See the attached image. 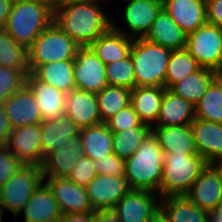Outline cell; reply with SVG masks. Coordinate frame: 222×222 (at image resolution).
<instances>
[{"mask_svg":"<svg viewBox=\"0 0 222 222\" xmlns=\"http://www.w3.org/2000/svg\"><path fill=\"white\" fill-rule=\"evenodd\" d=\"M104 2L66 1L53 10V22L80 46H90L112 26V17L100 6Z\"/></svg>","mask_w":222,"mask_h":222,"instance_id":"6da1fadb","label":"cell"},{"mask_svg":"<svg viewBox=\"0 0 222 222\" xmlns=\"http://www.w3.org/2000/svg\"><path fill=\"white\" fill-rule=\"evenodd\" d=\"M163 158V150L151 131L135 153L125 160V178L130 189L149 190L159 195Z\"/></svg>","mask_w":222,"mask_h":222,"instance_id":"7a4b0ae2","label":"cell"},{"mask_svg":"<svg viewBox=\"0 0 222 222\" xmlns=\"http://www.w3.org/2000/svg\"><path fill=\"white\" fill-rule=\"evenodd\" d=\"M53 22V10L37 0H14L4 30L28 49Z\"/></svg>","mask_w":222,"mask_h":222,"instance_id":"3957f363","label":"cell"},{"mask_svg":"<svg viewBox=\"0 0 222 222\" xmlns=\"http://www.w3.org/2000/svg\"><path fill=\"white\" fill-rule=\"evenodd\" d=\"M172 50L145 38L133 39L130 56L134 66L135 87H163Z\"/></svg>","mask_w":222,"mask_h":222,"instance_id":"277c9868","label":"cell"},{"mask_svg":"<svg viewBox=\"0 0 222 222\" xmlns=\"http://www.w3.org/2000/svg\"><path fill=\"white\" fill-rule=\"evenodd\" d=\"M159 195L162 198L187 195L208 165L200 155L164 154Z\"/></svg>","mask_w":222,"mask_h":222,"instance_id":"5b68a950","label":"cell"},{"mask_svg":"<svg viewBox=\"0 0 222 222\" xmlns=\"http://www.w3.org/2000/svg\"><path fill=\"white\" fill-rule=\"evenodd\" d=\"M80 45L52 22L27 49L29 73L43 64L74 60Z\"/></svg>","mask_w":222,"mask_h":222,"instance_id":"8992f818","label":"cell"},{"mask_svg":"<svg viewBox=\"0 0 222 222\" xmlns=\"http://www.w3.org/2000/svg\"><path fill=\"white\" fill-rule=\"evenodd\" d=\"M44 182L41 166L24 165L0 188V204L16 221L33 193Z\"/></svg>","mask_w":222,"mask_h":222,"instance_id":"52a82bcc","label":"cell"},{"mask_svg":"<svg viewBox=\"0 0 222 222\" xmlns=\"http://www.w3.org/2000/svg\"><path fill=\"white\" fill-rule=\"evenodd\" d=\"M185 49L201 67L213 69L222 63V29L205 23L187 35Z\"/></svg>","mask_w":222,"mask_h":222,"instance_id":"ba28073f","label":"cell"},{"mask_svg":"<svg viewBox=\"0 0 222 222\" xmlns=\"http://www.w3.org/2000/svg\"><path fill=\"white\" fill-rule=\"evenodd\" d=\"M125 2L122 19L127 30L118 27L115 19L112 20V27L133 39L144 38L163 9V0H126Z\"/></svg>","mask_w":222,"mask_h":222,"instance_id":"9c48e42d","label":"cell"},{"mask_svg":"<svg viewBox=\"0 0 222 222\" xmlns=\"http://www.w3.org/2000/svg\"><path fill=\"white\" fill-rule=\"evenodd\" d=\"M74 77L77 90L97 94L108 85L106 65L90 46H80L74 58Z\"/></svg>","mask_w":222,"mask_h":222,"instance_id":"30bf717a","label":"cell"},{"mask_svg":"<svg viewBox=\"0 0 222 222\" xmlns=\"http://www.w3.org/2000/svg\"><path fill=\"white\" fill-rule=\"evenodd\" d=\"M161 197L149 190L130 189L113 211L121 222H149L160 209Z\"/></svg>","mask_w":222,"mask_h":222,"instance_id":"8fae6325","label":"cell"},{"mask_svg":"<svg viewBox=\"0 0 222 222\" xmlns=\"http://www.w3.org/2000/svg\"><path fill=\"white\" fill-rule=\"evenodd\" d=\"M94 211L113 210L115 205L129 192L125 176L97 174L86 187Z\"/></svg>","mask_w":222,"mask_h":222,"instance_id":"7c38bea8","label":"cell"},{"mask_svg":"<svg viewBox=\"0 0 222 222\" xmlns=\"http://www.w3.org/2000/svg\"><path fill=\"white\" fill-rule=\"evenodd\" d=\"M40 123L13 128L7 148L24 165H42Z\"/></svg>","mask_w":222,"mask_h":222,"instance_id":"4fadbf2b","label":"cell"},{"mask_svg":"<svg viewBox=\"0 0 222 222\" xmlns=\"http://www.w3.org/2000/svg\"><path fill=\"white\" fill-rule=\"evenodd\" d=\"M44 182L53 192L62 214L94 211L86 188L66 177L44 178Z\"/></svg>","mask_w":222,"mask_h":222,"instance_id":"5bb4252c","label":"cell"},{"mask_svg":"<svg viewBox=\"0 0 222 222\" xmlns=\"http://www.w3.org/2000/svg\"><path fill=\"white\" fill-rule=\"evenodd\" d=\"M191 202L210 214L222 197V179L213 165H207L186 195Z\"/></svg>","mask_w":222,"mask_h":222,"instance_id":"9a60e30c","label":"cell"},{"mask_svg":"<svg viewBox=\"0 0 222 222\" xmlns=\"http://www.w3.org/2000/svg\"><path fill=\"white\" fill-rule=\"evenodd\" d=\"M3 106L12 128L38 124L43 120L34 95L26 84L10 96Z\"/></svg>","mask_w":222,"mask_h":222,"instance_id":"2e32d148","label":"cell"},{"mask_svg":"<svg viewBox=\"0 0 222 222\" xmlns=\"http://www.w3.org/2000/svg\"><path fill=\"white\" fill-rule=\"evenodd\" d=\"M191 127L197 152L206 163L222 159V124L195 118Z\"/></svg>","mask_w":222,"mask_h":222,"instance_id":"e0dca14e","label":"cell"},{"mask_svg":"<svg viewBox=\"0 0 222 222\" xmlns=\"http://www.w3.org/2000/svg\"><path fill=\"white\" fill-rule=\"evenodd\" d=\"M80 135L71 137L66 144L49 153L42 162L44 178L68 177L76 160L82 155Z\"/></svg>","mask_w":222,"mask_h":222,"instance_id":"ac0fdd59","label":"cell"},{"mask_svg":"<svg viewBox=\"0 0 222 222\" xmlns=\"http://www.w3.org/2000/svg\"><path fill=\"white\" fill-rule=\"evenodd\" d=\"M163 8L187 35L207 23L206 0H163Z\"/></svg>","mask_w":222,"mask_h":222,"instance_id":"d6986e66","label":"cell"},{"mask_svg":"<svg viewBox=\"0 0 222 222\" xmlns=\"http://www.w3.org/2000/svg\"><path fill=\"white\" fill-rule=\"evenodd\" d=\"M64 114L81 129L103 123L96 94L92 92L75 89L67 93Z\"/></svg>","mask_w":222,"mask_h":222,"instance_id":"ffe728a7","label":"cell"},{"mask_svg":"<svg viewBox=\"0 0 222 222\" xmlns=\"http://www.w3.org/2000/svg\"><path fill=\"white\" fill-rule=\"evenodd\" d=\"M25 84L31 89L43 120L56 119L64 114L65 92L39 81L32 73L27 75Z\"/></svg>","mask_w":222,"mask_h":222,"instance_id":"44dd1931","label":"cell"},{"mask_svg":"<svg viewBox=\"0 0 222 222\" xmlns=\"http://www.w3.org/2000/svg\"><path fill=\"white\" fill-rule=\"evenodd\" d=\"M24 222H59L61 209L53 192L43 182L23 207Z\"/></svg>","mask_w":222,"mask_h":222,"instance_id":"7402d4cb","label":"cell"},{"mask_svg":"<svg viewBox=\"0 0 222 222\" xmlns=\"http://www.w3.org/2000/svg\"><path fill=\"white\" fill-rule=\"evenodd\" d=\"M163 154L199 155L195 146L191 124L181 126H153Z\"/></svg>","mask_w":222,"mask_h":222,"instance_id":"603a6c76","label":"cell"},{"mask_svg":"<svg viewBox=\"0 0 222 222\" xmlns=\"http://www.w3.org/2000/svg\"><path fill=\"white\" fill-rule=\"evenodd\" d=\"M81 128L65 114L56 119L42 120L40 139L43 159L51 152L74 136L79 135Z\"/></svg>","mask_w":222,"mask_h":222,"instance_id":"cb8c5ba5","label":"cell"},{"mask_svg":"<svg viewBox=\"0 0 222 222\" xmlns=\"http://www.w3.org/2000/svg\"><path fill=\"white\" fill-rule=\"evenodd\" d=\"M195 118V105L165 88L154 126L189 125Z\"/></svg>","mask_w":222,"mask_h":222,"instance_id":"d4e9b609","label":"cell"},{"mask_svg":"<svg viewBox=\"0 0 222 222\" xmlns=\"http://www.w3.org/2000/svg\"><path fill=\"white\" fill-rule=\"evenodd\" d=\"M144 38L165 48L180 50L186 47L187 34L163 8Z\"/></svg>","mask_w":222,"mask_h":222,"instance_id":"484cf974","label":"cell"},{"mask_svg":"<svg viewBox=\"0 0 222 222\" xmlns=\"http://www.w3.org/2000/svg\"><path fill=\"white\" fill-rule=\"evenodd\" d=\"M133 38L115 30L112 26L99 36L90 47L105 64L124 60L130 55Z\"/></svg>","mask_w":222,"mask_h":222,"instance_id":"4316f807","label":"cell"},{"mask_svg":"<svg viewBox=\"0 0 222 222\" xmlns=\"http://www.w3.org/2000/svg\"><path fill=\"white\" fill-rule=\"evenodd\" d=\"M165 88L163 87H135L131 90L130 103L142 123L151 128L155 125Z\"/></svg>","mask_w":222,"mask_h":222,"instance_id":"83f0119b","label":"cell"},{"mask_svg":"<svg viewBox=\"0 0 222 222\" xmlns=\"http://www.w3.org/2000/svg\"><path fill=\"white\" fill-rule=\"evenodd\" d=\"M79 135L82 155L93 161L113 153V135L106 123L82 128Z\"/></svg>","mask_w":222,"mask_h":222,"instance_id":"f1b7e54d","label":"cell"},{"mask_svg":"<svg viewBox=\"0 0 222 222\" xmlns=\"http://www.w3.org/2000/svg\"><path fill=\"white\" fill-rule=\"evenodd\" d=\"M160 209L170 222H209L211 214L194 205L186 195L161 199Z\"/></svg>","mask_w":222,"mask_h":222,"instance_id":"f546056e","label":"cell"},{"mask_svg":"<svg viewBox=\"0 0 222 222\" xmlns=\"http://www.w3.org/2000/svg\"><path fill=\"white\" fill-rule=\"evenodd\" d=\"M32 74L39 81L50 84L66 94L76 89L74 60L43 64Z\"/></svg>","mask_w":222,"mask_h":222,"instance_id":"4dcf8cb0","label":"cell"},{"mask_svg":"<svg viewBox=\"0 0 222 222\" xmlns=\"http://www.w3.org/2000/svg\"><path fill=\"white\" fill-rule=\"evenodd\" d=\"M213 82L212 69L200 67L169 90L196 105Z\"/></svg>","mask_w":222,"mask_h":222,"instance_id":"1f68e13d","label":"cell"},{"mask_svg":"<svg viewBox=\"0 0 222 222\" xmlns=\"http://www.w3.org/2000/svg\"><path fill=\"white\" fill-rule=\"evenodd\" d=\"M99 116L102 122L108 121L122 108L130 104L131 90L107 85L96 94Z\"/></svg>","mask_w":222,"mask_h":222,"instance_id":"d6a6232c","label":"cell"},{"mask_svg":"<svg viewBox=\"0 0 222 222\" xmlns=\"http://www.w3.org/2000/svg\"><path fill=\"white\" fill-rule=\"evenodd\" d=\"M151 131L152 128L149 125L141 123L138 127L121 132H112L113 153L121 159H128Z\"/></svg>","mask_w":222,"mask_h":222,"instance_id":"836d02e7","label":"cell"},{"mask_svg":"<svg viewBox=\"0 0 222 222\" xmlns=\"http://www.w3.org/2000/svg\"><path fill=\"white\" fill-rule=\"evenodd\" d=\"M200 67L198 62L185 48L172 50L165 76V88L170 89L175 83L180 82Z\"/></svg>","mask_w":222,"mask_h":222,"instance_id":"e575fe53","label":"cell"},{"mask_svg":"<svg viewBox=\"0 0 222 222\" xmlns=\"http://www.w3.org/2000/svg\"><path fill=\"white\" fill-rule=\"evenodd\" d=\"M0 66L29 69L27 49L15 42L4 29H0Z\"/></svg>","mask_w":222,"mask_h":222,"instance_id":"d590c367","label":"cell"},{"mask_svg":"<svg viewBox=\"0 0 222 222\" xmlns=\"http://www.w3.org/2000/svg\"><path fill=\"white\" fill-rule=\"evenodd\" d=\"M197 119L222 124V90L213 81L195 105Z\"/></svg>","mask_w":222,"mask_h":222,"instance_id":"8d00e7d4","label":"cell"},{"mask_svg":"<svg viewBox=\"0 0 222 222\" xmlns=\"http://www.w3.org/2000/svg\"><path fill=\"white\" fill-rule=\"evenodd\" d=\"M108 85L132 90L135 88V76L132 57L106 65Z\"/></svg>","mask_w":222,"mask_h":222,"instance_id":"74e56055","label":"cell"},{"mask_svg":"<svg viewBox=\"0 0 222 222\" xmlns=\"http://www.w3.org/2000/svg\"><path fill=\"white\" fill-rule=\"evenodd\" d=\"M28 74L29 69L0 66V105L25 84Z\"/></svg>","mask_w":222,"mask_h":222,"instance_id":"f35d334b","label":"cell"},{"mask_svg":"<svg viewBox=\"0 0 222 222\" xmlns=\"http://www.w3.org/2000/svg\"><path fill=\"white\" fill-rule=\"evenodd\" d=\"M97 174L94 161L87 156L81 155L76 160L74 168L67 178L73 183L86 188Z\"/></svg>","mask_w":222,"mask_h":222,"instance_id":"ab89813d","label":"cell"},{"mask_svg":"<svg viewBox=\"0 0 222 222\" xmlns=\"http://www.w3.org/2000/svg\"><path fill=\"white\" fill-rule=\"evenodd\" d=\"M105 123L112 132H121L129 128L138 127L142 122L130 103Z\"/></svg>","mask_w":222,"mask_h":222,"instance_id":"60d3db41","label":"cell"},{"mask_svg":"<svg viewBox=\"0 0 222 222\" xmlns=\"http://www.w3.org/2000/svg\"><path fill=\"white\" fill-rule=\"evenodd\" d=\"M24 164L7 148L0 146V188L18 171Z\"/></svg>","mask_w":222,"mask_h":222,"instance_id":"b9f144b4","label":"cell"},{"mask_svg":"<svg viewBox=\"0 0 222 222\" xmlns=\"http://www.w3.org/2000/svg\"><path fill=\"white\" fill-rule=\"evenodd\" d=\"M98 174L125 176V160L111 153L100 160L94 161Z\"/></svg>","mask_w":222,"mask_h":222,"instance_id":"7bdbcfd3","label":"cell"},{"mask_svg":"<svg viewBox=\"0 0 222 222\" xmlns=\"http://www.w3.org/2000/svg\"><path fill=\"white\" fill-rule=\"evenodd\" d=\"M207 22L222 29V0H206Z\"/></svg>","mask_w":222,"mask_h":222,"instance_id":"ee69618b","label":"cell"},{"mask_svg":"<svg viewBox=\"0 0 222 222\" xmlns=\"http://www.w3.org/2000/svg\"><path fill=\"white\" fill-rule=\"evenodd\" d=\"M12 129L10 120L8 119L6 110L2 104L0 105V146L6 145Z\"/></svg>","mask_w":222,"mask_h":222,"instance_id":"f6af8a7d","label":"cell"},{"mask_svg":"<svg viewBox=\"0 0 222 222\" xmlns=\"http://www.w3.org/2000/svg\"><path fill=\"white\" fill-rule=\"evenodd\" d=\"M91 222H121L113 210L93 211Z\"/></svg>","mask_w":222,"mask_h":222,"instance_id":"bcb514c9","label":"cell"},{"mask_svg":"<svg viewBox=\"0 0 222 222\" xmlns=\"http://www.w3.org/2000/svg\"><path fill=\"white\" fill-rule=\"evenodd\" d=\"M93 212L62 214L59 222H91Z\"/></svg>","mask_w":222,"mask_h":222,"instance_id":"7dc6e473","label":"cell"},{"mask_svg":"<svg viewBox=\"0 0 222 222\" xmlns=\"http://www.w3.org/2000/svg\"><path fill=\"white\" fill-rule=\"evenodd\" d=\"M14 0H0V29H4Z\"/></svg>","mask_w":222,"mask_h":222,"instance_id":"c3c4849f","label":"cell"},{"mask_svg":"<svg viewBox=\"0 0 222 222\" xmlns=\"http://www.w3.org/2000/svg\"><path fill=\"white\" fill-rule=\"evenodd\" d=\"M213 81L222 90V63L212 69Z\"/></svg>","mask_w":222,"mask_h":222,"instance_id":"681fc988","label":"cell"},{"mask_svg":"<svg viewBox=\"0 0 222 222\" xmlns=\"http://www.w3.org/2000/svg\"><path fill=\"white\" fill-rule=\"evenodd\" d=\"M209 222H222V197L216 209L211 213V218Z\"/></svg>","mask_w":222,"mask_h":222,"instance_id":"f907efd6","label":"cell"},{"mask_svg":"<svg viewBox=\"0 0 222 222\" xmlns=\"http://www.w3.org/2000/svg\"><path fill=\"white\" fill-rule=\"evenodd\" d=\"M149 222H170L165 213L159 209Z\"/></svg>","mask_w":222,"mask_h":222,"instance_id":"816d5d0a","label":"cell"},{"mask_svg":"<svg viewBox=\"0 0 222 222\" xmlns=\"http://www.w3.org/2000/svg\"><path fill=\"white\" fill-rule=\"evenodd\" d=\"M37 1L47 4L52 10L58 8L63 3V0H37Z\"/></svg>","mask_w":222,"mask_h":222,"instance_id":"f5cc1de1","label":"cell"},{"mask_svg":"<svg viewBox=\"0 0 222 222\" xmlns=\"http://www.w3.org/2000/svg\"><path fill=\"white\" fill-rule=\"evenodd\" d=\"M213 166L216 168V170L220 173L221 179H222V159L216 161Z\"/></svg>","mask_w":222,"mask_h":222,"instance_id":"db71d44e","label":"cell"},{"mask_svg":"<svg viewBox=\"0 0 222 222\" xmlns=\"http://www.w3.org/2000/svg\"><path fill=\"white\" fill-rule=\"evenodd\" d=\"M4 210H5V209H4V208L1 206V204H0V222H3V217H4V216H3V214H4L3 212H4Z\"/></svg>","mask_w":222,"mask_h":222,"instance_id":"11a10c76","label":"cell"}]
</instances>
